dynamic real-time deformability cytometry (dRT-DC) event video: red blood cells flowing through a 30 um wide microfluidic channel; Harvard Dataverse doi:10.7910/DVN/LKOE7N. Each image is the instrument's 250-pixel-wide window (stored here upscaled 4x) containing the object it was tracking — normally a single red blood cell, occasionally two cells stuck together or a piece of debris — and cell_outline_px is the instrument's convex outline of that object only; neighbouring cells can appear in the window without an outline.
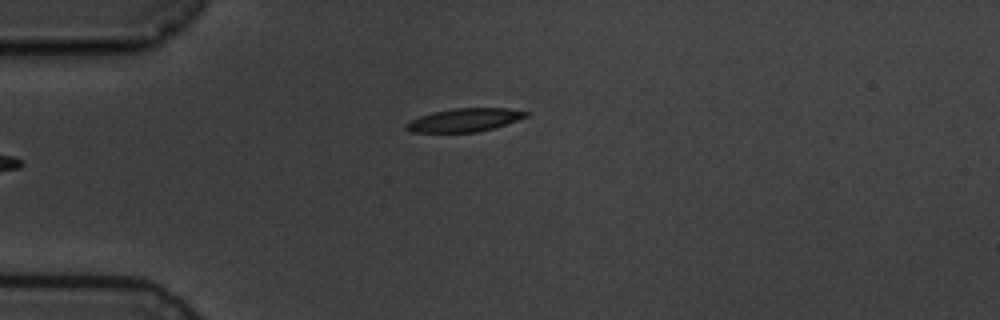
{"species": "common noctule bat (a hibernating species)", "species_latin": "Nyctalus noctula", "temperature_condition": "cold", "stored_images_in_passage": 5, "camera_frame_rate_fps": 3000, "um_per_image_px": 0.085, "animal": {"sex": "male", "body_mass_g": 19.5, "forearm_length_mm": 54.6}, "frame": {"image": 1, "passage_image": 5, "time_ms": 4.667, "image_size_px": [1000, 320], "cell_outline_px": [[532, 112], [528, 116], [492, 128], [476, 132], [412, 132], [404, 128], [404, 124], [420, 116], [432, 112], [452, 108], [508, 108]], "centroid_in_image_um": [39.48, 10.19], "position_along_channel_um": 45.5, "area_um2": 16.18}}